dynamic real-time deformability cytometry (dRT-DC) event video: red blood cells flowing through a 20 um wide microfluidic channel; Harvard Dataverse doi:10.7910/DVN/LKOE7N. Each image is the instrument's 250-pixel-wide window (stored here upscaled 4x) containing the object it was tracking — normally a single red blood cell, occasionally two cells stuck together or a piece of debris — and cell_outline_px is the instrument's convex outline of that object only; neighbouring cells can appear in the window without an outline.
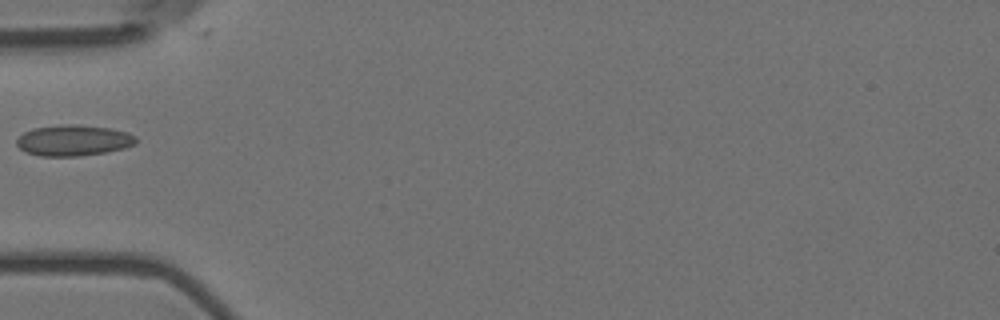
{"species": "Egyptian fruit bat (a non-hibernating species)", "species_latin": "Rousettus aegyptiacus", "temperature_condition": "room temperature", "stored_images_in_passage": 5, "camera_frame_rate_fps": 3000, "um_per_image_px": 0.085, "animal": {"sex": "female"}, "frame": {"image": 1, "passage_image": 5, "time_ms": 1.333, "image_size_px": [1000, 320], "cell_outline_px": [[136, 144], [124, 148], [104, 152], [80, 156], [40, 156], [28, 152], [20, 148], [16, 144], [16, 140], [24, 132], [32, 128], [60, 124], [76, 124], [108, 128], [128, 132], [136, 136]], "centroid_in_image_um": [6.24, 11.92], "position_along_channel_um": 78.8, "area_um2": 21.5}}